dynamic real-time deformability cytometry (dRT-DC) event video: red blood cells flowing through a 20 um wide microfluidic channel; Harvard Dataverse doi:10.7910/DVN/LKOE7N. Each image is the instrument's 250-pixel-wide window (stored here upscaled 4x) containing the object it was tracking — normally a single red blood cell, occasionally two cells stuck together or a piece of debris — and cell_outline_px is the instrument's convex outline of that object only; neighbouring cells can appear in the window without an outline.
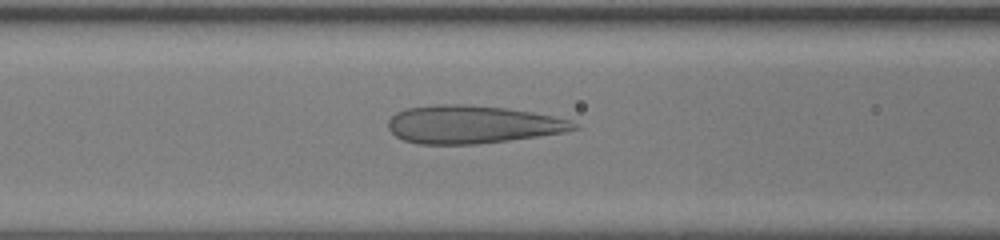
{"species": "human", "species_latin": "Homo sapiens", "temperature_condition": "room temperature", "stored_images_in_passage": 34, "camera_frame_rate_fps": 3000, "um_per_image_px": 0.085, "donor": {"sex": "female"}, "frame": {"image": 1, "passage_image": 8, "time_ms": 2.333, "image_size_px": [1000, 240], "cell_outline_px": [[580, 128], [564, 132], [540, 136], [476, 144], [420, 144], [404, 140], [396, 136], [388, 128], [388, 120], [396, 112], [404, 108], [436, 104], [460, 104], [504, 108], [532, 112], [552, 116], [568, 120], [576, 124]], "centroid_in_image_um": [40.11, 10.58], "position_along_channel_um": 126.5, "area_um2": 40.92}}
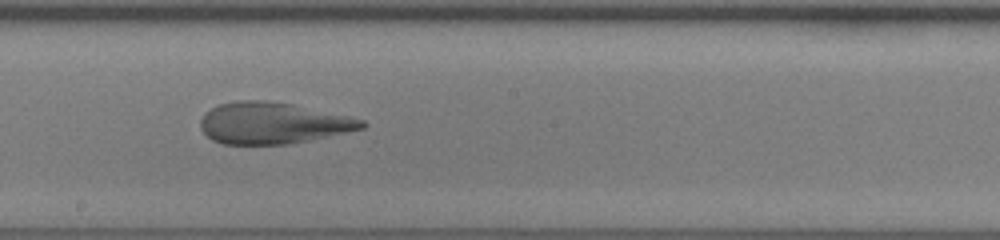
{"frame": {"image": 2, "passage_image": 15, "time_ms": 4.667, "image_size_px": [1000, 240], "cell_outline_px": [[368, 124], [364, 128], [308, 140], [288, 144], [224, 144], [212, 140], [200, 128], [200, 120], [204, 112], [220, 104], [236, 100], [260, 100], [292, 104], [348, 116], [364, 120]], "centroid_in_image_um": [23.15, 10.46], "position_along_channel_um": 225.1, "area_um2": 38.67}}
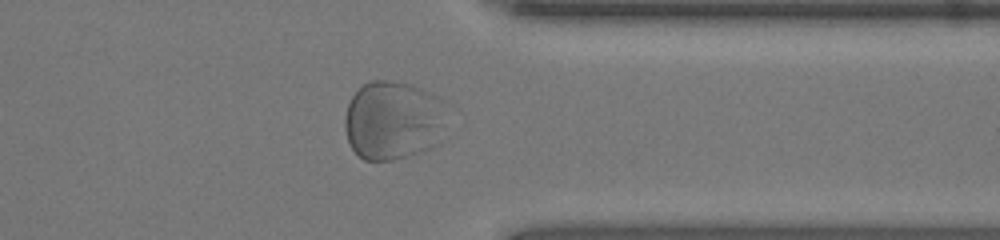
{"frame": {"image": 3, "passage_image": 26, "time_ms": 8.333, "image_size_px": [1000, 240], "cell_outline_px": [[452, 136], [448, 140], [432, 148], [408, 156], [392, 160], [364, 160], [352, 148], [348, 140], [344, 128], [344, 120], [348, 104], [352, 96], [364, 84], [372, 80], [388, 80], [408, 84], [420, 88], [448, 100], [452, 104]], "centroid_in_image_um": [33.66, 10.24], "position_along_channel_um": 377.7, "area_um2": 49.82}}